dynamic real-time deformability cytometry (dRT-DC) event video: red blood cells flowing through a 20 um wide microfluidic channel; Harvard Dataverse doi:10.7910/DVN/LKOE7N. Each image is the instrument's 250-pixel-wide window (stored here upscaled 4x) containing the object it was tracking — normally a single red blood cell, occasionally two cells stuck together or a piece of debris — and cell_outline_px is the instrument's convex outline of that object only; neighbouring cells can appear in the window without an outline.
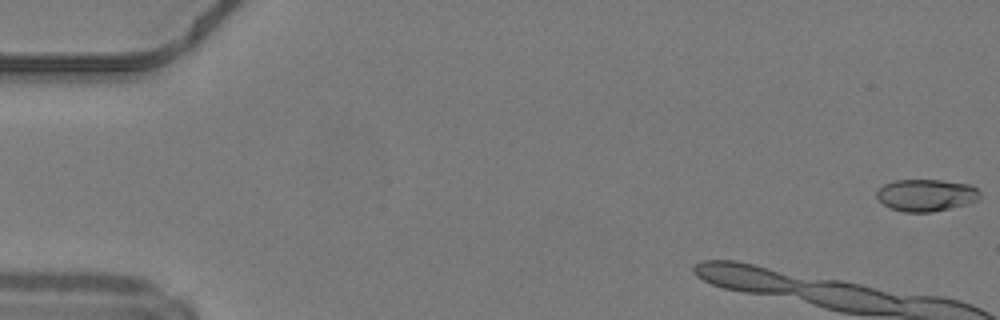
{"species": "common noctule bat (a hibernating species)", "species_latin": "Nyctalus noctula", "temperature_condition": "warm", "stored_images_in_passage": 2, "camera_frame_rate_fps": 3000, "um_per_image_px": 0.085, "animal": {"sex": "male", "body_mass_g": 19.2, "forearm_length_mm": 51.8}, "frame": {"image": 1, "passage_image": 1, "time_ms": 0.0, "image_size_px": [1000, 320], "cell_outline_px": [[980, 200], [932, 212], [904, 212], [892, 208], [884, 204], [876, 196], [876, 192], [884, 184], [892, 180], [940, 180], [972, 184], [980, 192]], "centroid_in_image_um": [78.74, 16.57], "position_along_channel_um": 6.3, "area_um2": 19.25}}